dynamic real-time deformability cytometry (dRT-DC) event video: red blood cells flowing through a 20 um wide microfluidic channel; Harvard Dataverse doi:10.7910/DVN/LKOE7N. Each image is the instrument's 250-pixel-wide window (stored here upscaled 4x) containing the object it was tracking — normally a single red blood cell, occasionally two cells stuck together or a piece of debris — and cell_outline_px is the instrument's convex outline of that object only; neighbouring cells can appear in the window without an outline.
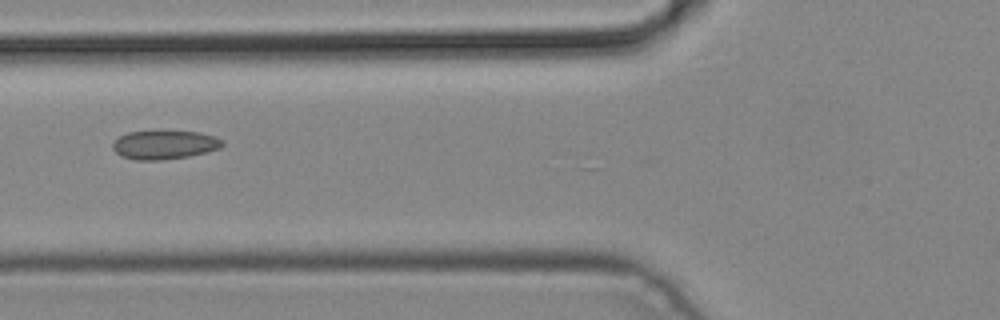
{"species": "common noctule bat (a hibernating species)", "species_latin": "Nyctalus noctula", "temperature_condition": "cold", "stored_images_in_passage": 6, "camera_frame_rate_fps": 3000, "um_per_image_px": 0.085, "animal": {"sex": "male", "body_mass_g": 19.2, "forearm_length_mm": 51.8}, "frame": {"image": 1, "passage_image": 6, "time_ms": 1.667, "image_size_px": [1000, 320], "cell_outline_px": [[224, 144], [220, 148], [208, 152], [188, 156], [164, 160], [136, 160], [120, 156], [112, 148], [112, 144], [120, 136], [128, 132], [160, 128], [200, 132], [216, 136], [224, 140]], "centroid_in_image_um": [14.0, 12.26], "position_along_channel_um": 111.8, "area_um2": 19.36}}